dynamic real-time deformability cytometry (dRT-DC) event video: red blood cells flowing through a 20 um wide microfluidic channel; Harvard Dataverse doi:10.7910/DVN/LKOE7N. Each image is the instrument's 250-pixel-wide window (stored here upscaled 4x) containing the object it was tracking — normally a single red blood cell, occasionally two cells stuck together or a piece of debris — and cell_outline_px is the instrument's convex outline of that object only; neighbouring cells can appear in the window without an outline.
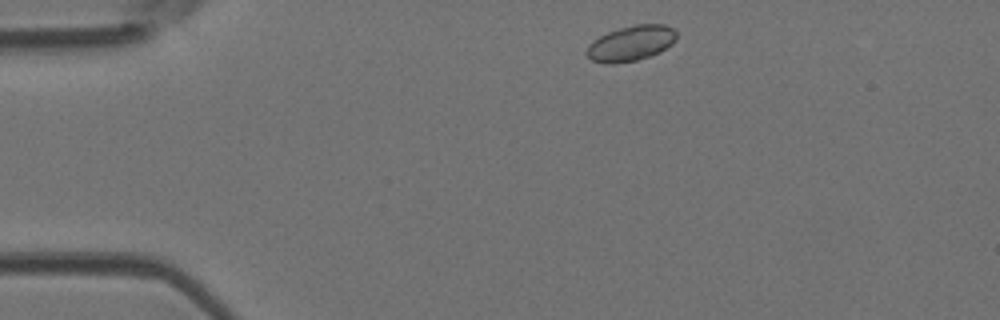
{"species": "Egyptian fruit bat (a non-hibernating species)", "species_latin": "Rousettus aegyptiacus", "temperature_condition": "room temperature", "stored_images_in_passage": 42, "camera_frame_rate_fps": 3000, "um_per_image_px": 0.085, "animal": {"sex": "female"}, "frame": {"image": 1, "passage_image": 2, "time_ms": 0.333, "image_size_px": [1000, 320], "cell_outline_px": [[676, 40], [672, 44], [660, 52], [636, 60], [612, 64], [608, 64], [592, 60], [584, 52], [588, 44], [592, 40], [608, 32], [620, 28], [636, 24], [664, 24], [672, 28], [676, 32]], "centroid_in_image_um": [53.61, 3.68], "position_along_channel_um": 31.4, "area_um2": 18.5}}
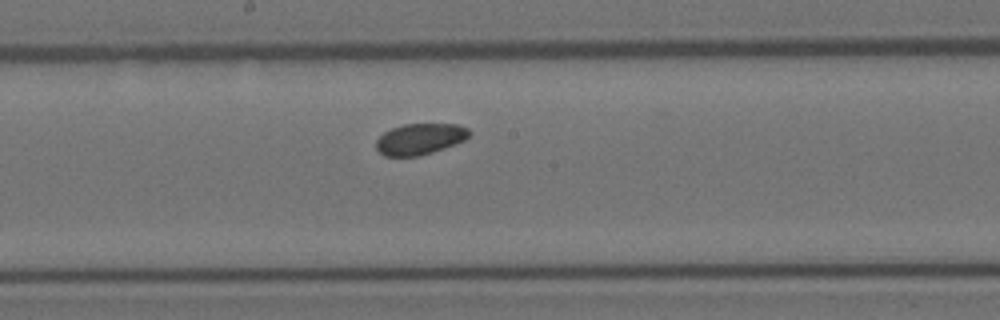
{"frame": {"image": 2, "passage_image": 19, "time_ms": 6.0, "image_size_px": [1000, 320], "cell_outline_px": [[472, 132], [464, 140], [456, 144], [420, 156], [384, 156], [376, 148], [376, 140], [384, 132], [392, 128], [404, 124], [460, 124], [468, 128]], "centroid_in_image_um": [35.71, 11.81], "position_along_channel_um": 212.5, "area_um2": 16.94}}
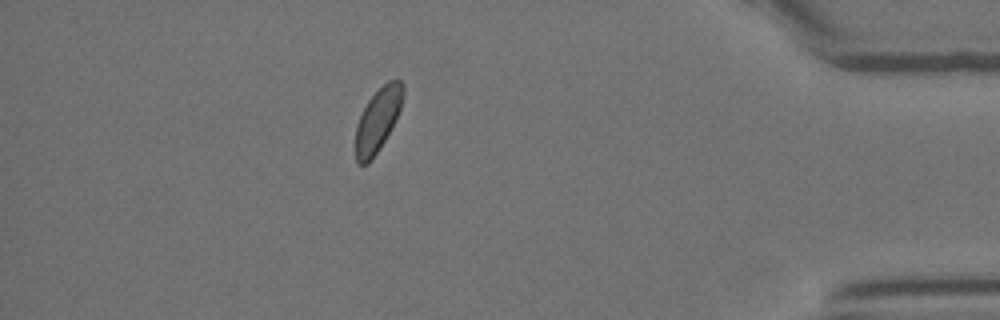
{"frame": {"image": 3, "passage_image": 36, "time_ms": 11.667, "image_size_px": [1000, 320], "cell_outline_px": [[404, 92], [400, 108], [396, 120], [380, 148], [368, 164], [356, 164], [356, 124], [368, 100], [388, 80], [400, 80], [404, 84]], "centroid_in_image_um": [32.12, 10.2], "position_along_channel_um": 403.1, "area_um2": 17.4}, "authors_computed_cell_mechanics": {"area_um2": 17.8891, "velocity_mm_per_s": 4.1327, "shape_relaxation_time_tau1_ms": null, "shape_relaxation_time_tau2_ms": 8.6139, "deformation_change_tau1": null, "deformation_change_tau2": 0.0763}}